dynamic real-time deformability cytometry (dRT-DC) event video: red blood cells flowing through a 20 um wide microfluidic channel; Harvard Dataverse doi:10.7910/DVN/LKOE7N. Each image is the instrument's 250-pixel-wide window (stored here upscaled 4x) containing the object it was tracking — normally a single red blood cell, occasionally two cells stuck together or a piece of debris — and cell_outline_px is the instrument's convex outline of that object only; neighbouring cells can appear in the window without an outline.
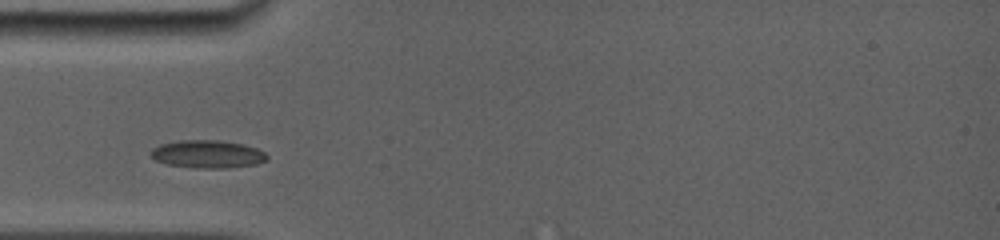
{"species": "common noctule bat (a hibernating species)", "species_latin": "Nyctalus noctula", "temperature_condition": "room temperature", "stored_images_in_passage": 21, "camera_frame_rate_fps": 5000, "um_per_image_px": 0.085, "animal": {"sex": "female", "body_mass_g": 19.0, "forearm_length_mm": 56.7}, "frame": {"image": 1, "passage_image": 1, "time_ms": 0.0, "image_size_px": [1000, 240], "cell_outline_px": [[268, 160], [256, 164], [228, 168], [200, 168], [168, 164], [156, 160], [148, 152], [152, 148], [160, 144], [180, 140], [220, 140], [244, 144], [256, 148], [264, 152], [268, 156]], "centroid_in_image_um": [17.65, 13.09], "position_along_channel_um": 67.3, "area_um2": 18.9}}
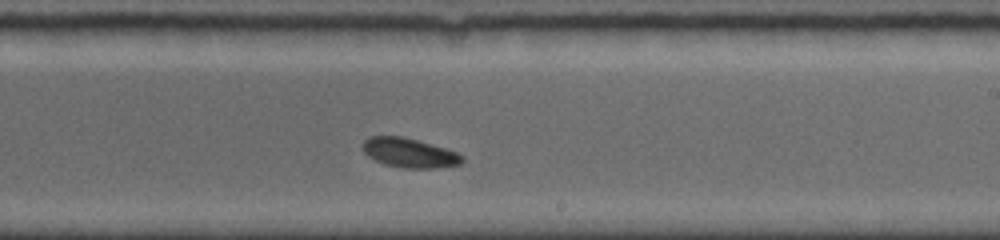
{"frame": {"image": 2, "passage_image": 12, "time_ms": 4.8, "image_size_px": [1000, 240], "cell_outline_px": [[464, 160], [460, 164], [432, 168], [404, 168], [384, 164], [368, 156], [364, 152], [364, 140], [368, 136], [400, 136], [416, 140], [444, 148], [456, 152], [464, 156]], "centroid_in_image_um": [34.79, 12.99], "position_along_channel_um": 254.2, "area_um2": 16.76}}
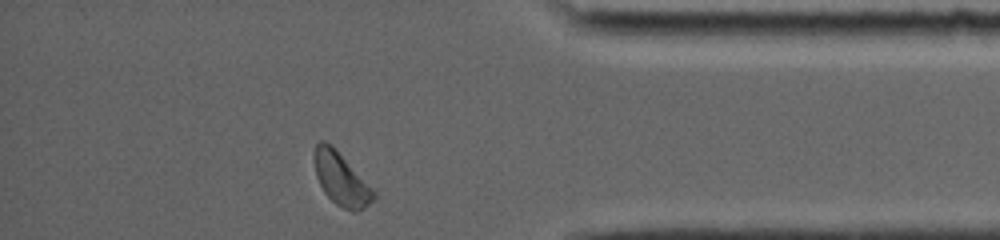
{"frame": {"image": 3, "passage_image": 21, "time_ms": 9.0, "image_size_px": [1000, 240], "cell_outline_px": [[376, 196], [364, 208], [356, 212], [352, 212], [336, 204], [324, 192], [316, 176], [312, 160], [312, 156], [316, 144], [320, 140], [324, 140], [332, 144]], "centroid_in_image_um": [28.89, 15.18], "position_along_channel_um": 406.3, "area_um2": 17.74}}